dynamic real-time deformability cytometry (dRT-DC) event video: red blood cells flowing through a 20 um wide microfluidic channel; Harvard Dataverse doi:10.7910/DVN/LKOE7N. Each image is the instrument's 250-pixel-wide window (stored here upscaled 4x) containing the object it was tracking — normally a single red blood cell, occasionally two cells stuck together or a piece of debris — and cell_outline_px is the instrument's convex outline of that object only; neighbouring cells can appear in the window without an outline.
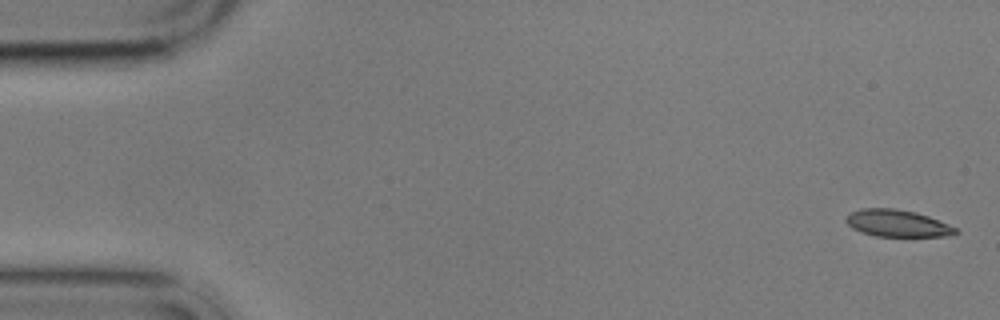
{"species": "common noctule bat (a hibernating species)", "species_latin": "Nyctalus noctula", "temperature_condition": "cold", "stored_images_in_passage": 7, "camera_frame_rate_fps": 3000, "um_per_image_px": 0.085, "animal": {"sex": "male", "body_mass_g": 17.9}, "frame": {"image": 1, "passage_image": 1, "time_ms": 0.0, "image_size_px": [1000, 320], "cell_outline_px": [[960, 232], [944, 236], [876, 236], [860, 232], [852, 228], [844, 220], [852, 212], [860, 208], [896, 208], [916, 212], [928, 216], [948, 224], [956, 228]], "centroid_in_image_um": [76.25, 18.97], "position_along_channel_um": 8.7, "area_um2": 17.17}}
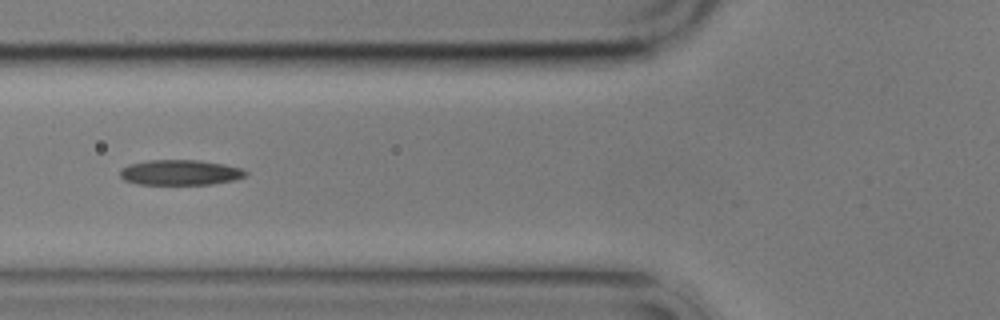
{"frame": {"image": 2, "passage_image": 6, "time_ms": 6.667, "image_size_px": [1000, 320], "cell_outline_px": [[248, 176], [236, 180], [212, 184], [136, 184], [124, 180], [120, 176], [120, 168], [128, 164], [148, 160], [200, 160], [224, 164], [240, 168], [248, 172]], "centroid_in_image_um": [15.32, 14.66], "position_along_channel_um": 110.5, "area_um2": 18.73}}
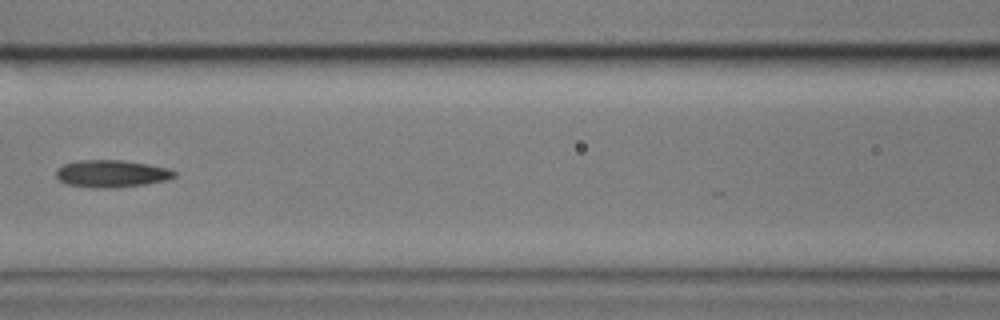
{"frame": {"image": 3, "passage_image": 7, "time_ms": 8.0, "image_size_px": [1000, 320], "cell_outline_px": [[176, 176], [168, 180], [144, 184], [116, 188], [92, 188], [64, 184], [56, 176], [56, 168], [64, 164], [80, 160], [124, 160], [148, 164], [168, 168], [176, 172]], "centroid_in_image_um": [9.47, 14.77], "position_along_channel_um": 157.1, "area_um2": 19.02}}